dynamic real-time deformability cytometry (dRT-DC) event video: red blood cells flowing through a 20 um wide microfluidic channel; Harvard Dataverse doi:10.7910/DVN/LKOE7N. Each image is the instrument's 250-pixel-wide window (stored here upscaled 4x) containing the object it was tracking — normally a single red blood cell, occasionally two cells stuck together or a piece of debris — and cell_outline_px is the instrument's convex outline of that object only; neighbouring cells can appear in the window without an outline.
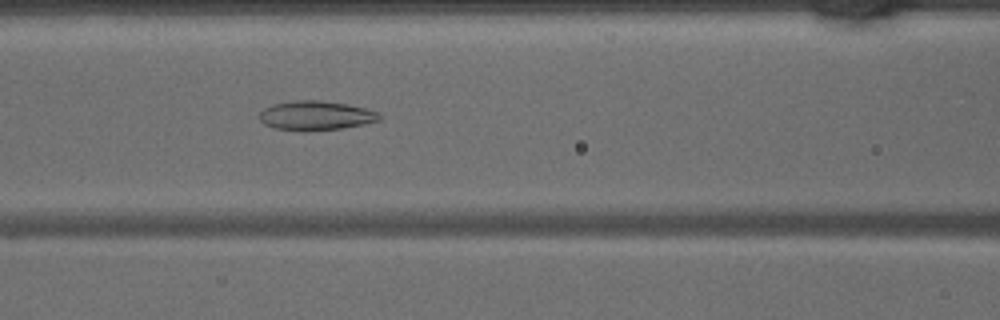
{"species": "common noctule bat (a hibernating species)", "species_latin": "Nyctalus noctula", "temperature_condition": "warm", "stored_images_in_passage": 33, "camera_frame_rate_fps": 3000, "um_per_image_px": 0.085, "animal": {"sex": "male", "body_mass_g": 15.6}, "frame": {"image": 1, "passage_image": 7, "time_ms": 2.0, "image_size_px": [1000, 320], "cell_outline_px": [[384, 116], [380, 120], [364, 124], [344, 128], [276, 128], [264, 124], [260, 120], [260, 112], [264, 108], [272, 104], [300, 100], [320, 100], [348, 104], [364, 108], [376, 112]], "centroid_in_image_um": [26.89, 9.78], "position_along_channel_um": 139.7, "area_um2": 19.65}}
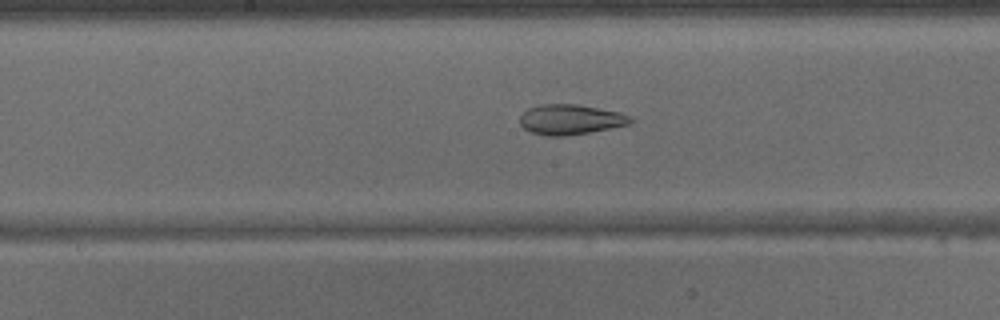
{"frame": {"image": 2, "passage_image": 11, "time_ms": 3.333, "image_size_px": [1000, 320], "cell_outline_px": [[636, 120], [628, 124], [588, 132], [564, 136], [548, 136], [528, 132], [520, 124], [520, 116], [528, 108], [540, 104], [576, 104], [620, 112]], "centroid_in_image_um": [48.44, 10.15], "position_along_channel_um": 199.8, "area_um2": 19.31}}
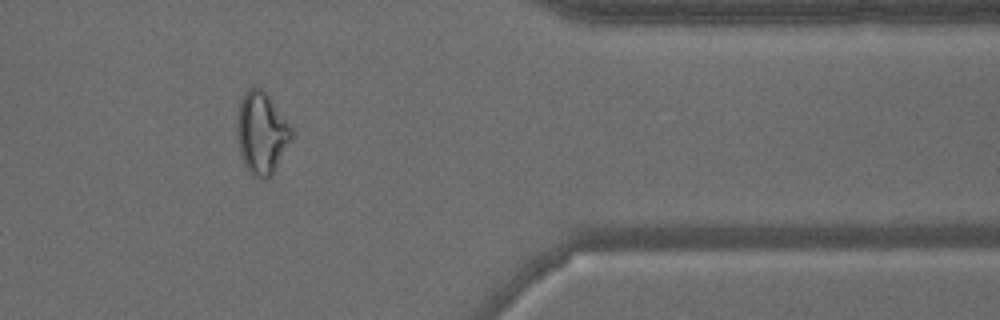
{"frame": {"image": 3, "passage_image": 25, "time_ms": 8.0, "image_size_px": [1000, 320], "cell_outline_px": [[292, 140], [272, 176], [260, 180], [252, 176], [248, 172], [244, 164], [240, 152], [236, 136], [236, 124], [240, 100], [244, 92], [252, 84], [260, 88], [268, 96], [292, 128]], "centroid_in_image_um": [22.21, 11.33], "position_along_channel_um": 389.2, "area_um2": 26.36}}